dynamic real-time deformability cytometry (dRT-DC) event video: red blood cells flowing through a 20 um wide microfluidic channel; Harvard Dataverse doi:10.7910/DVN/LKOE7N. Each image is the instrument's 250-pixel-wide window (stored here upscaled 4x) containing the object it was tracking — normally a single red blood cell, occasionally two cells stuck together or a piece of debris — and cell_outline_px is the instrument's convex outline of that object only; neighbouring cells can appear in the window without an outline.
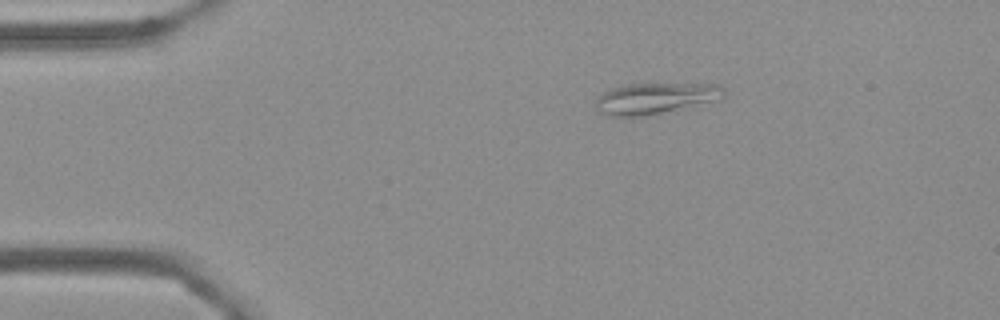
{"species": "Egyptian fruit bat (a non-hibernating species)", "species_latin": "Rousettus aegyptiacus", "temperature_condition": "cold", "stored_images_in_passage": 4, "camera_frame_rate_fps": 3000, "um_per_image_px": 0.085, "frame": {"image": 1, "passage_image": 1, "time_ms": 0.0, "image_size_px": [1000, 320], "cell_outline_px": [[724, 96], [720, 100], [644, 116], [612, 116], [600, 112], [596, 108], [596, 100], [604, 92], [612, 88], [628, 84], [720, 84], [724, 88]], "centroid_in_image_um": [55.74, 8.35], "position_along_channel_um": 29.3, "area_um2": 23.0}}